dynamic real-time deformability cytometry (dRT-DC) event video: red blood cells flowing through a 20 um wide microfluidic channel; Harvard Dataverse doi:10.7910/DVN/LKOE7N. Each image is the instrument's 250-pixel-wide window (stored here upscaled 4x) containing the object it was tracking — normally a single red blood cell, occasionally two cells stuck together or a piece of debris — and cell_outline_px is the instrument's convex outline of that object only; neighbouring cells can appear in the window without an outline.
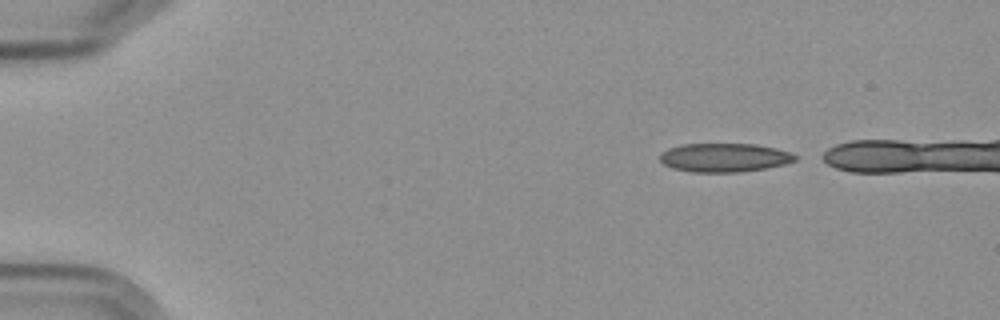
{"species": "Egyptian fruit bat (a non-hibernating species)", "species_latin": "Rousettus aegyptiacus", "temperature_condition": "cold", "stored_images_in_passage": 5, "camera_frame_rate_fps": 3000, "um_per_image_px": 0.085, "frame": {"image": 1, "passage_image": 1, "time_ms": 0.0, "image_size_px": [1000, 320], "cell_outline_px": [[796, 160], [784, 164], [764, 168], [740, 172], [692, 172], [672, 168], [664, 164], [660, 160], [660, 152], [668, 148], [684, 144], [756, 144], [776, 148], [788, 152], [796, 156]], "centroid_in_image_um": [61.53, 13.39], "position_along_channel_um": 23.5, "area_um2": 22.54}}